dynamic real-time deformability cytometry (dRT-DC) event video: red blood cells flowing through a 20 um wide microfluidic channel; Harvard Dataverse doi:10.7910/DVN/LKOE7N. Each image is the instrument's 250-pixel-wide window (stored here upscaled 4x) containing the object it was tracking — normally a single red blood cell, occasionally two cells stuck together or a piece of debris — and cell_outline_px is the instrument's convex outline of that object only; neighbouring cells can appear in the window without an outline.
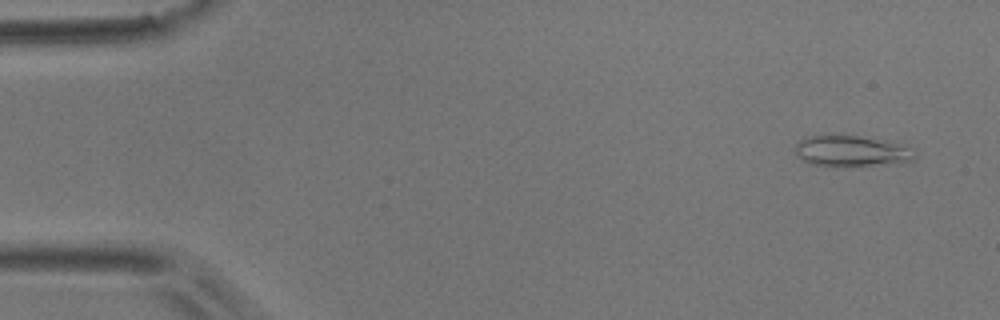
{"species": "common noctule bat (a hibernating species)", "species_latin": "Nyctalus noctula", "temperature_condition": "room temperature", "stored_images_in_passage": 4, "camera_frame_rate_fps": 3000, "um_per_image_px": 0.085, "animal": {"sex": "male", "body_mass_g": 17.9}, "frame": {"image": 1, "passage_image": 1, "time_ms": 0.0, "image_size_px": [1000, 320], "cell_outline_px": [[916, 160], [908, 164], [844, 168], [812, 164], [796, 156], [796, 144], [804, 136], [860, 136], [892, 144], [904, 148], [916, 156]], "centroid_in_image_um": [72.35, 12.92], "position_along_channel_um": 12.7, "area_um2": 21.68}}